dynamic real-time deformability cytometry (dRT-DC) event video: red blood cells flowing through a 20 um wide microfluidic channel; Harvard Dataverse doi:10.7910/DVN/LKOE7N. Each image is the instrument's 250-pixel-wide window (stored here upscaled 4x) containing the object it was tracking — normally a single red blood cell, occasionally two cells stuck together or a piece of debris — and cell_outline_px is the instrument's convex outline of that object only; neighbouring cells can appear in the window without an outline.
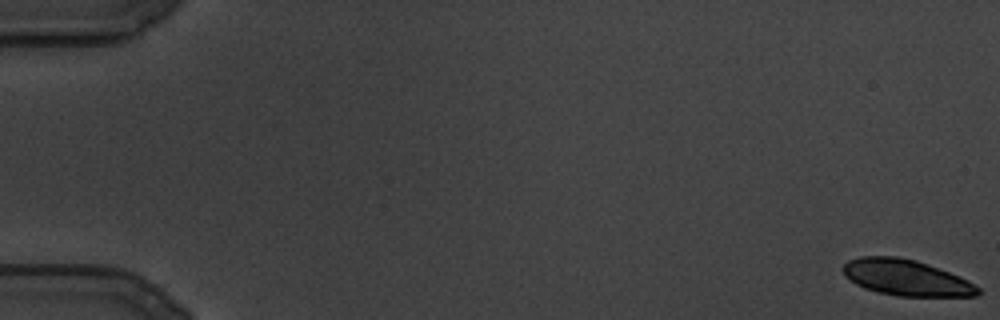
{"species": "common noctule bat (a hibernating species)", "species_latin": "Nyctalus noctula", "temperature_condition": "cold", "stored_images_in_passage": 42, "camera_frame_rate_fps": 3000, "um_per_image_px": 0.085, "animal": {"sex": "male", "body_mass_g": 19.5, "forearm_length_mm": 54.6}, "frame": {"image": 1, "passage_image": 1, "time_ms": 0.0, "image_size_px": [1000, 320], "cell_outline_px": [[980, 292], [976, 296], [900, 296], [876, 292], [864, 288], [856, 284], [844, 276], [840, 268], [848, 260], [860, 256], [896, 256], [916, 260], [948, 272], [968, 280], [980, 288]], "centroid_in_image_um": [76.97, 23.6], "position_along_channel_um": 8.0, "area_um2": 28.32}}